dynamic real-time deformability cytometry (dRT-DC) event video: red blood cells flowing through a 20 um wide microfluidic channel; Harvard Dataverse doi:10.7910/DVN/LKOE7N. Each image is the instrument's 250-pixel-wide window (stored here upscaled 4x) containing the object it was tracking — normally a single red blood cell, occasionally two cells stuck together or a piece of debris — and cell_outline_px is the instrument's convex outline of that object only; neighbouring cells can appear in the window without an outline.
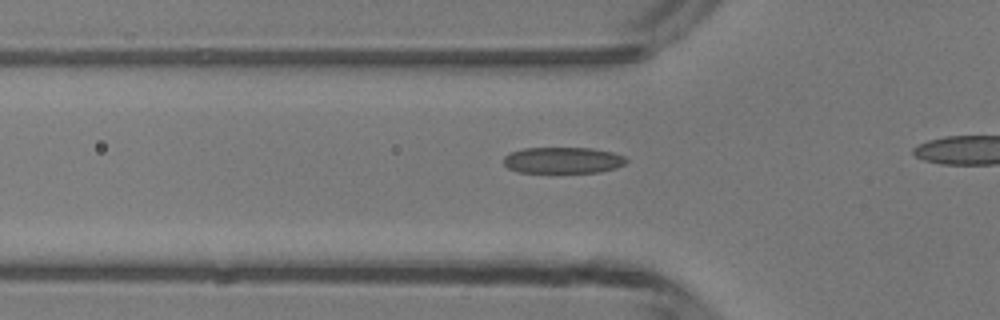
{"species": "common noctule bat (a hibernating species)", "species_latin": "Nyctalus noctula", "temperature_condition": "room temperature", "stored_images_in_passage": 13, "camera_frame_rate_fps": 3000, "um_per_image_px": 0.085, "animal": {"sex": "male", "body_mass_g": 13.3}, "frame": {"image": 1, "passage_image": 8, "time_ms": 2.333, "image_size_px": [1000, 320], "cell_outline_px": [[628, 160], [624, 164], [616, 168], [600, 172], [520, 172], [508, 168], [504, 164], [504, 156], [512, 152], [524, 148], [592, 148], [612, 152], [624, 156]], "centroid_in_image_um": [47.86, 13.62], "position_along_channel_um": 77.9, "area_um2": 18.67}}
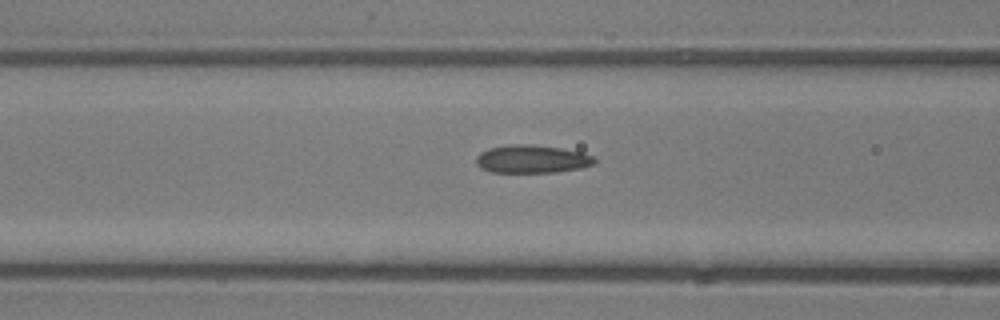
{"frame": {"image": 2, "passage_image": 11, "time_ms": 3.333, "image_size_px": [1000, 320], "cell_outline_px": [[596, 164], [580, 168], [556, 172], [492, 172], [480, 168], [476, 164], [476, 156], [480, 152], [488, 148], [508, 144], [532, 144], [560, 148], [580, 152], [596, 156]], "centroid_in_image_um": [45.21, 13.51], "position_along_channel_um": 121.4, "area_um2": 19.54}}